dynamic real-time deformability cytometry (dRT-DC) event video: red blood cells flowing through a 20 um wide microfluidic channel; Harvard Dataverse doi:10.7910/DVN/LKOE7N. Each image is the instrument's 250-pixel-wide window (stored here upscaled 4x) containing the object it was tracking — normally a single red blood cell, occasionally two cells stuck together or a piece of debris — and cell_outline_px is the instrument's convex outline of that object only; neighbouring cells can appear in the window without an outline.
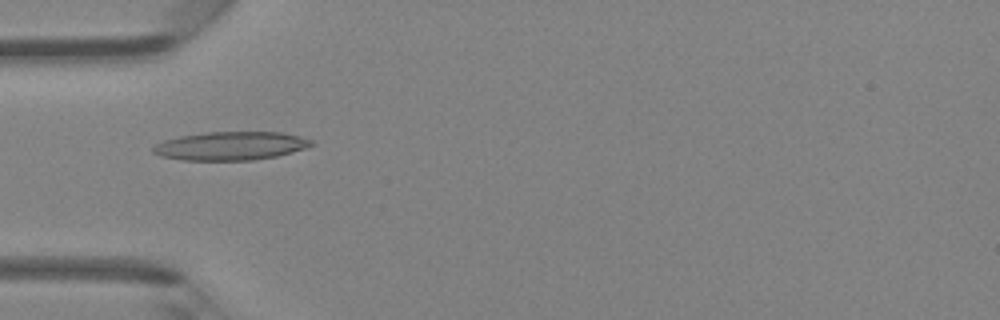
{"species": "Egyptian fruit bat (a non-hibernating species)", "species_latin": "Rousettus aegyptiacus", "temperature_condition": "room temperature", "stored_images_in_passage": 5, "camera_frame_rate_fps": 3000, "um_per_image_px": 0.085, "animal": {"sex": "female"}, "frame": {"image": 1, "passage_image": 5, "time_ms": 1.333, "image_size_px": [1000, 320], "cell_outline_px": [[316, 144], [308, 148], [276, 156], [252, 160], [184, 160], [160, 156], [152, 152], [152, 148], [156, 144], [164, 140], [180, 136], [208, 132], [280, 132], [300, 136], [312, 140]], "centroid_in_image_um": [19.64, 12.4], "position_along_channel_um": 65.4, "area_um2": 26.3}}